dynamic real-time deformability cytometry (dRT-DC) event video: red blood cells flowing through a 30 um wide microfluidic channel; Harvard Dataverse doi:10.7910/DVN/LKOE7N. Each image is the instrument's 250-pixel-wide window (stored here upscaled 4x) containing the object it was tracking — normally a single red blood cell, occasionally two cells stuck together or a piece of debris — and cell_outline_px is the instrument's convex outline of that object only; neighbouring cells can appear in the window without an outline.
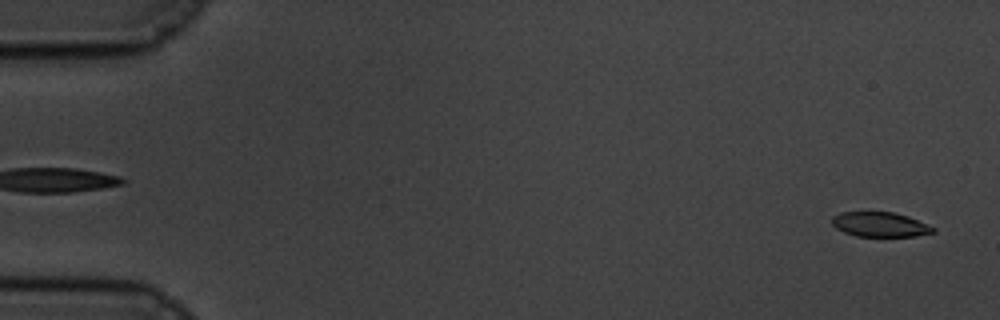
{"species": "common noctule bat (a hibernating species)", "species_latin": "Nyctalus noctula", "temperature_condition": "cold", "stored_images_in_passage": 58, "camera_frame_rate_fps": 3000, "um_per_image_px": 0.085, "animal": {"sex": "male", "body_mass_g": 19.5, "forearm_length_mm": 54.6}, "frame": {"image": 1, "passage_image": 2, "time_ms": 0.333, "image_size_px": [1000, 320], "cell_outline_px": [[936, 232], [916, 236], [856, 236], [844, 232], [836, 228], [832, 224], [832, 216], [840, 212], [892, 212], [908, 216], [936, 228]], "centroid_in_image_um": [74.8, 19.08], "position_along_channel_um": 10.2, "area_um2": 14.57}}
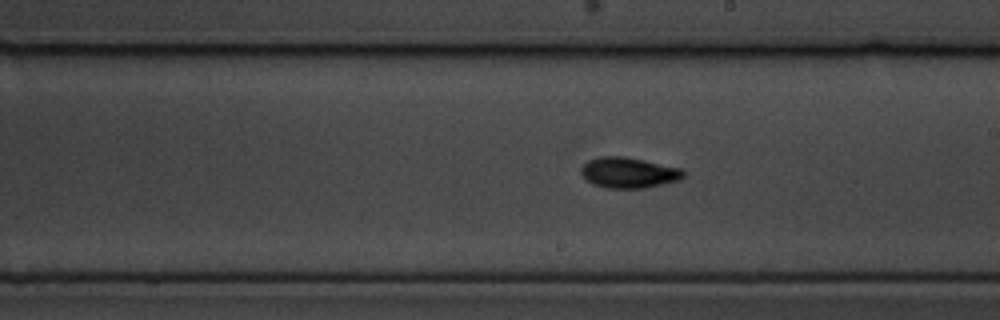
{"frame": {"image": 2, "passage_image": 33, "time_ms": 10.667, "image_size_px": [1000, 320], "cell_outline_px": [[684, 176], [680, 180], [644, 188], [608, 188], [592, 184], [580, 172], [580, 168], [588, 160], [600, 156], [624, 156], [684, 168]], "centroid_in_image_um": [53.46, 14.66], "position_along_channel_um": 235.5, "area_um2": 18.38}}
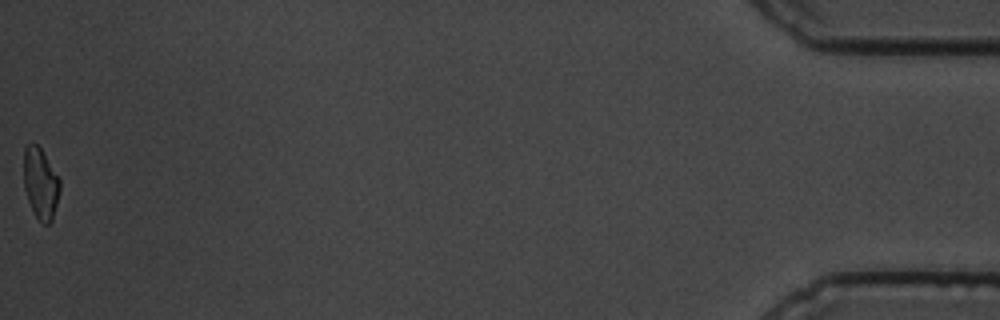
{"frame": {"image": 3, "passage_image": 58, "time_ms": 19.0, "image_size_px": [1000, 320], "cell_outline_px": [[60, 192], [52, 220], [48, 224], [40, 224], [28, 200], [24, 188], [24, 148], [32, 140], [40, 148], [60, 180]], "centroid_in_image_um": [3.44, 15.6], "position_along_channel_um": 431.8, "area_um2": 14.91}, "authors_computed_cell_mechanics": {"area_um2": 16.2707, "velocity_mm_per_s": 3.4783, "shape_relaxation_time_tau1_ms": 2.8008, "shape_relaxation_time_tau2_ms": 4.5958, "deformation_change_tau1": 0.1137, "deformation_change_tau2": 0.0945}}